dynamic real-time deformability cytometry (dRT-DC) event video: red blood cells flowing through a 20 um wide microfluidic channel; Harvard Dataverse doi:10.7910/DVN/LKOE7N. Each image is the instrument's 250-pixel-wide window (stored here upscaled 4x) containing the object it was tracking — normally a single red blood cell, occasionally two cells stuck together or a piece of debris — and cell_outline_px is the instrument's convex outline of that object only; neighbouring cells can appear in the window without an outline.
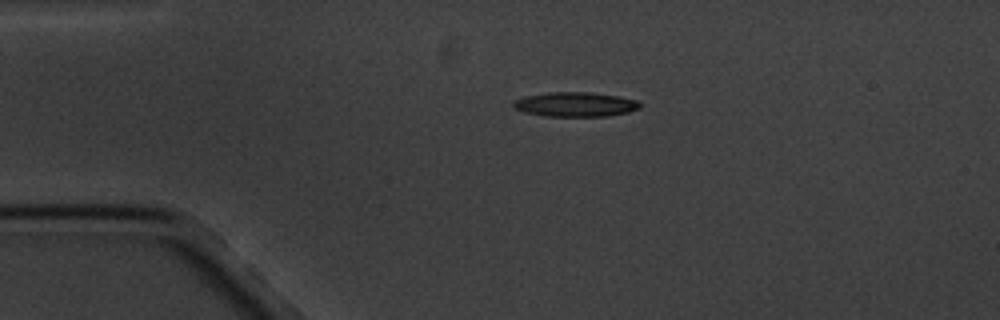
{"species": "common noctule bat (a hibernating species)", "species_latin": "Nyctalus noctula", "temperature_condition": "cold", "stored_images_in_passage": 3, "camera_frame_rate_fps": 3000, "um_per_image_px": 0.085, "animal": {"sex": "male", "body_mass_g": 20.1, "forearm_length_mm": 53.5}, "frame": {"image": 1, "passage_image": 2, "time_ms": 2.0, "image_size_px": [1000, 320], "cell_outline_px": [[640, 108], [628, 112], [608, 116], [544, 116], [524, 112], [512, 108], [512, 100], [524, 96], [548, 92], [588, 92], [616, 96], [636, 100], [640, 104]], "centroid_in_image_um": [48.82, 8.87], "position_along_channel_um": 36.2, "area_um2": 18.15}}